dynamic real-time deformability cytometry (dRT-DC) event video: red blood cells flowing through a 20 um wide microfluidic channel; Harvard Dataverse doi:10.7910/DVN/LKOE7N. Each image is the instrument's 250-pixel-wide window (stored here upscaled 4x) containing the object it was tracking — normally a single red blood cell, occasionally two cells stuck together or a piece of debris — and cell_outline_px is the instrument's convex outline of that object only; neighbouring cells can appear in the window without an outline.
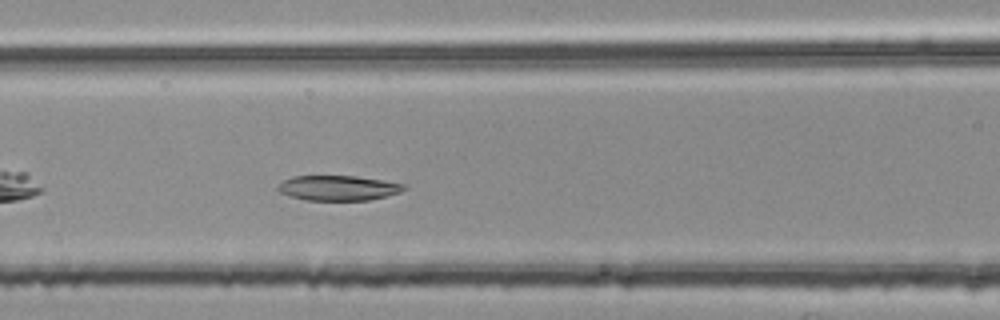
{"species": "common noctule bat (a hibernating species)", "species_latin": "Nyctalus noctula", "temperature_condition": "room temperature", "stored_images_in_passage": 34, "camera_frame_rate_fps": 3000, "um_per_image_px": 0.085, "animal": {"sex": "female", "body_mass_g": 25.1}, "frame": {"image": 1, "passage_image": 8, "time_ms": 2.333, "image_size_px": [1000, 320], "cell_outline_px": [[408, 188], [400, 192], [388, 196], [368, 200], [304, 200], [280, 192], [276, 188], [276, 184], [292, 176], [356, 176], [408, 184]], "centroid_in_image_um": [28.78, 15.97], "position_along_channel_um": 137.8, "area_um2": 18.55}}
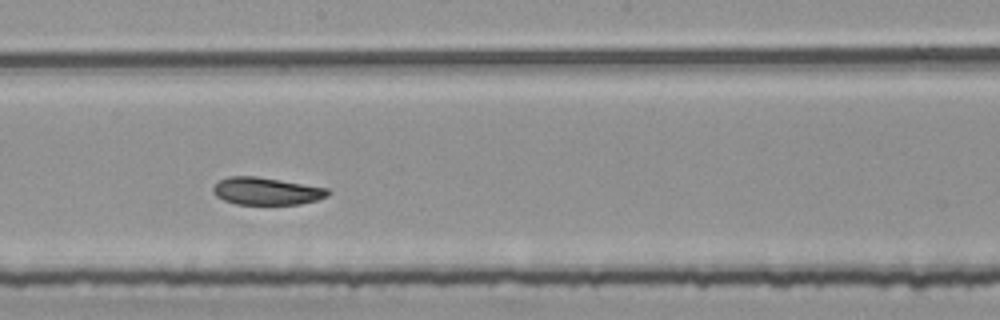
{"frame": {"image": 2, "passage_image": 15, "time_ms": 4.667, "image_size_px": [1000, 320], "cell_outline_px": [[332, 192], [328, 196], [316, 200], [300, 204], [236, 204], [224, 200], [216, 196], [212, 192], [212, 188], [220, 180], [228, 176], [256, 176], [328, 188]], "centroid_in_image_um": [22.65, 16.24], "position_along_channel_um": 225.5, "area_um2": 18.32}}
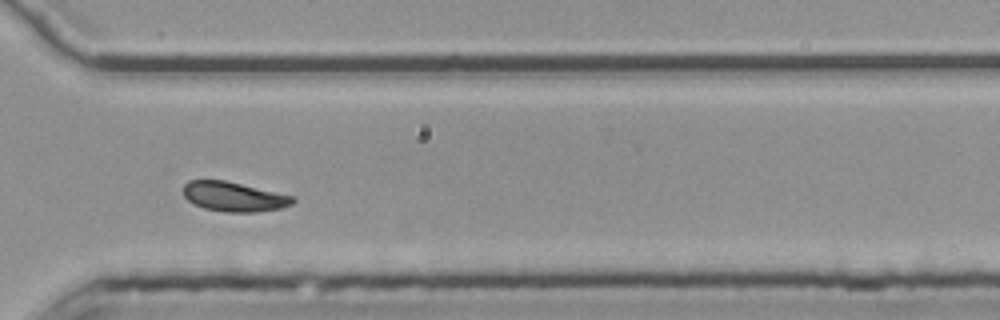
{"frame": {"image": 3, "passage_image": 25, "time_ms": 8.0, "image_size_px": [1000, 320], "cell_outline_px": [[296, 200], [292, 204], [284, 208], [256, 212], [224, 212], [204, 208], [188, 200], [184, 196], [184, 184], [188, 180], [224, 180], [296, 196]], "centroid_in_image_um": [19.93, 16.72], "position_along_channel_um": 350.7, "area_um2": 19.02}, "authors_computed_cell_mechanics": {"area_um2": 19.1318, "velocity_mm_per_s": 3.7676, "shape_relaxation_time_tau1_ms": null, "shape_relaxation_time_tau2_ms": 4.2103, "deformation_change_tau1": null, "deformation_change_tau2": 0.0876}}